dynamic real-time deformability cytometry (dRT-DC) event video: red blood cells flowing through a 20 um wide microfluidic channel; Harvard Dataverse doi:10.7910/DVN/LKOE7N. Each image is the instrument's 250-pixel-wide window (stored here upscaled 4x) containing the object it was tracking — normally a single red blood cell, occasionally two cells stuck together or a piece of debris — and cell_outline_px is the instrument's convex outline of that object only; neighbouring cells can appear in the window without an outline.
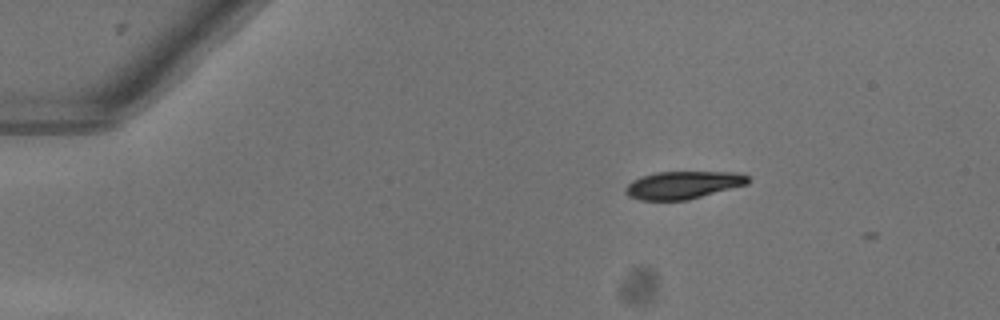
{"species": "common noctule bat (a hibernating species)", "species_latin": "Nyctalus noctula", "temperature_condition": "warm", "stored_images_in_passage": 11, "camera_frame_rate_fps": 3000, "um_per_image_px": 0.085, "animal": {"sex": "female"}, "frame": {"image": 1, "passage_image": 4, "time_ms": 1.0, "image_size_px": [1000, 320], "cell_outline_px": [[748, 184], [688, 200], [640, 200], [628, 196], [624, 192], [624, 188], [632, 180], [640, 176], [656, 172], [736, 172], [748, 176]], "centroid_in_image_um": [58.02, 15.72], "position_along_channel_um": 27.0, "area_um2": 19.83}}